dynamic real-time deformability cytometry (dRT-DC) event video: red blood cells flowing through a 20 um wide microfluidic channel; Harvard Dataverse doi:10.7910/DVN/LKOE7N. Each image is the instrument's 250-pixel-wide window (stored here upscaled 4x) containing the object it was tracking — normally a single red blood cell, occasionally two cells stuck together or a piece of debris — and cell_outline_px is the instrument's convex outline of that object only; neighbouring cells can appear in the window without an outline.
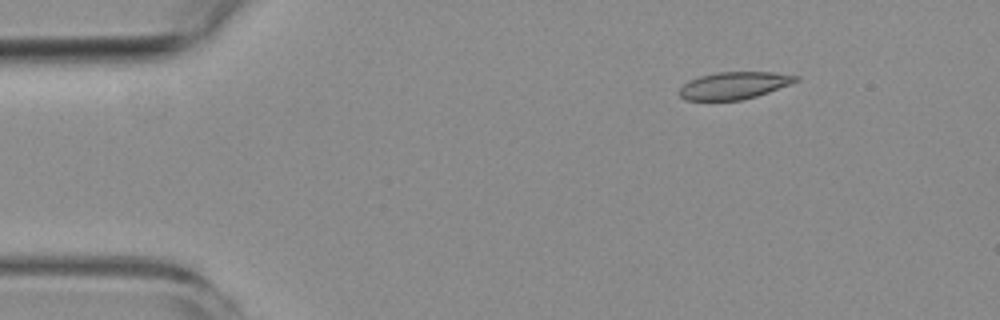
{"species": "common noctule bat (a hibernating species)", "species_latin": "Nyctalus noctula", "temperature_condition": "room temperature", "stored_images_in_passage": 2, "camera_frame_rate_fps": 3000, "um_per_image_px": 0.085, "animal": {"sex": "female", "body_mass_g": 19.3, "forearm_length_mm": 54.1}, "frame": {"image": 1, "passage_image": 1, "time_ms": 0.0, "image_size_px": [1000, 320], "cell_outline_px": [[800, 80], [768, 92], [756, 96], [740, 100], [684, 100], [680, 96], [680, 88], [688, 80], [700, 76], [716, 72], [776, 72], [800, 76]], "centroid_in_image_um": [62.41, 7.25], "position_along_channel_um": 22.6, "area_um2": 18.44}}